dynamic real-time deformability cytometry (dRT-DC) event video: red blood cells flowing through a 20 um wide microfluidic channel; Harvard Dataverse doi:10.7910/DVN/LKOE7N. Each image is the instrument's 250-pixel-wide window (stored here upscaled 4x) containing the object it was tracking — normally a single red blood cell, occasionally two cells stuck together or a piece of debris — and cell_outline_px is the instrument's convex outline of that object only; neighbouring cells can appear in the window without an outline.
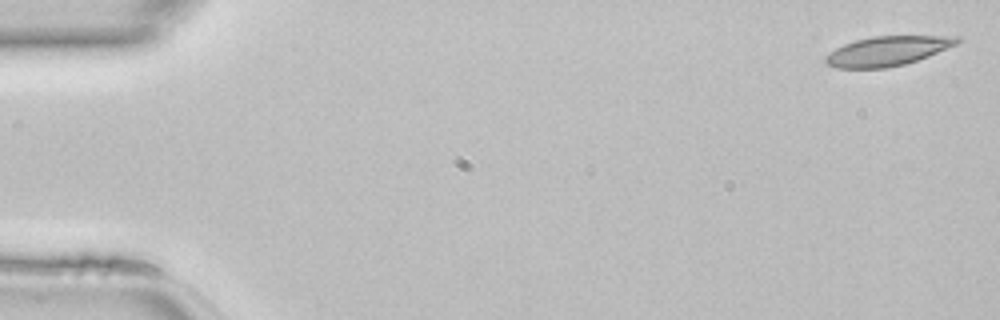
{"species": "common noctule bat (a hibernating species)", "species_latin": "Nyctalus noctula", "temperature_condition": "room temperature", "stored_images_in_passage": 46, "camera_frame_rate_fps": 3000, "um_per_image_px": 0.085, "animal": {"sex": "female", "body_mass_g": 22.7, "forearm_length_mm": 54.2}, "frame": {"image": 1, "passage_image": 1, "time_ms": 0.0, "image_size_px": [1000, 320], "cell_outline_px": [[964, 40], [960, 44], [928, 56], [904, 64], [884, 68], [836, 68], [824, 64], [824, 56], [836, 48], [844, 44], [856, 40], [872, 36], [960, 36]], "centroid_in_image_um": [75.46, 4.33], "position_along_channel_um": 9.5, "area_um2": 22.83}}
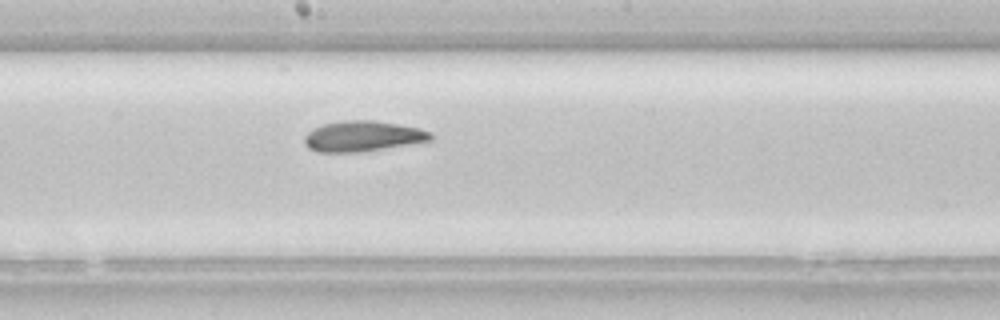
{"frame": {"image": 2, "passage_image": 25, "time_ms": 8.0, "image_size_px": [1000, 320], "cell_outline_px": [[432, 140], [384, 148], [356, 152], [316, 152], [308, 148], [304, 144], [304, 136], [312, 128], [324, 124], [348, 120], [372, 120], [420, 128], [432, 132]], "centroid_in_image_um": [30.8, 11.58], "position_along_channel_um": 217.4, "area_um2": 22.31}}
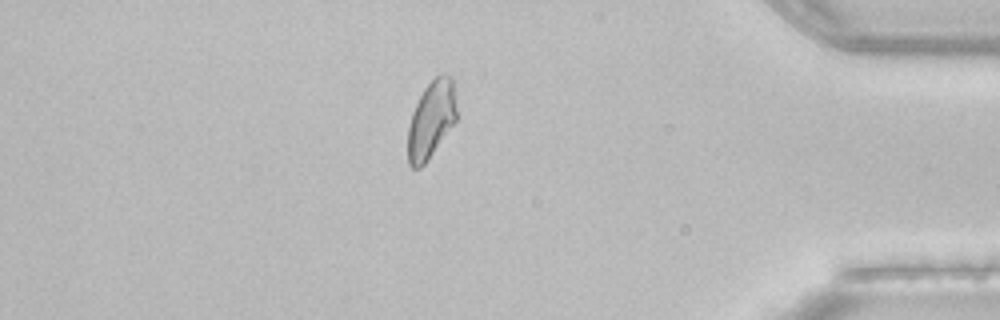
{"frame": {"image": 3, "passage_image": 40, "time_ms": 13.0, "image_size_px": [1000, 320], "cell_outline_px": [[456, 120], [424, 164], [420, 168], [412, 168], [408, 164], [408, 124], [412, 112], [424, 88], [436, 76], [448, 76], [452, 80], [456, 108]], "centroid_in_image_um": [36.62, 10.2], "position_along_channel_um": 398.6, "area_um2": 21.39}}